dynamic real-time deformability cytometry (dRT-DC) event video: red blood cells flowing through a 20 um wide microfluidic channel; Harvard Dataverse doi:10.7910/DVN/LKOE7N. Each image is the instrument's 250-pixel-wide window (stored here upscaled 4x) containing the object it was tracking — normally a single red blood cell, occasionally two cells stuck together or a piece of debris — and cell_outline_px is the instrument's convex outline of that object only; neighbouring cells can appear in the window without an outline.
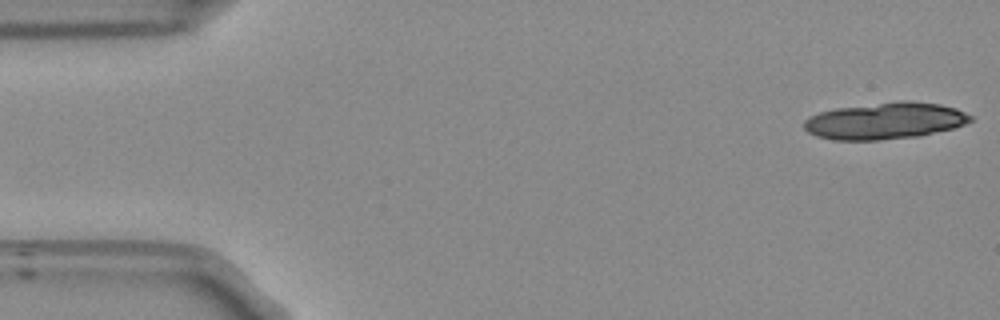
{"species": "Egyptian fruit bat (a non-hibernating species)", "species_latin": "Rousettus aegyptiacus", "temperature_condition": "room temperature", "stored_images_in_passage": 13, "camera_frame_rate_fps": 3000, "um_per_image_px": 0.085, "frame": {"image": 1, "passage_image": 1, "time_ms": 0.0, "image_size_px": [1000, 320], "cell_outline_px": [[972, 120], [964, 124], [952, 128], [920, 136], [880, 140], [832, 140], [816, 136], [808, 132], [804, 128], [804, 120], [808, 116], [820, 112], [836, 108], [900, 100], [912, 100], [940, 104], [956, 108], [972, 116]], "centroid_in_image_um": [75.21, 10.27], "position_along_channel_um": 9.8, "area_um2": 35.78}}